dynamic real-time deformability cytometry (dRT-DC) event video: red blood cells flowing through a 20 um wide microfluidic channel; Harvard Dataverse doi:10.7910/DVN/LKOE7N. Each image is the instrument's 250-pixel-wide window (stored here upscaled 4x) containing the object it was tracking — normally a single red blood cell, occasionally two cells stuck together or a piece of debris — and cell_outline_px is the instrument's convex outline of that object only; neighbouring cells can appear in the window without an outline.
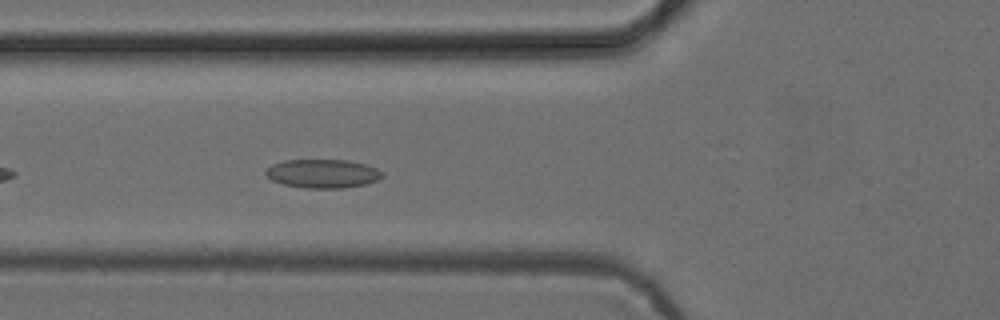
{"species": "common noctule bat (a hibernating species)", "species_latin": "Nyctalus noctula", "temperature_condition": "cold", "stored_images_in_passage": 39, "camera_frame_rate_fps": 3000, "um_per_image_px": 0.085, "animal": {"sex": "female", "body_mass_g": 24.6, "forearm_length_mm": 56.2}, "frame": {"image": 1, "passage_image": 6, "time_ms": 1.667, "image_size_px": [1000, 320], "cell_outline_px": [[384, 176], [368, 184], [344, 188], [304, 188], [284, 184], [272, 180], [264, 172], [272, 164], [284, 160], [348, 160], [364, 164], [376, 168], [384, 172]], "centroid_in_image_um": [27.46, 14.76], "position_along_channel_um": 98.3, "area_um2": 19.54}}
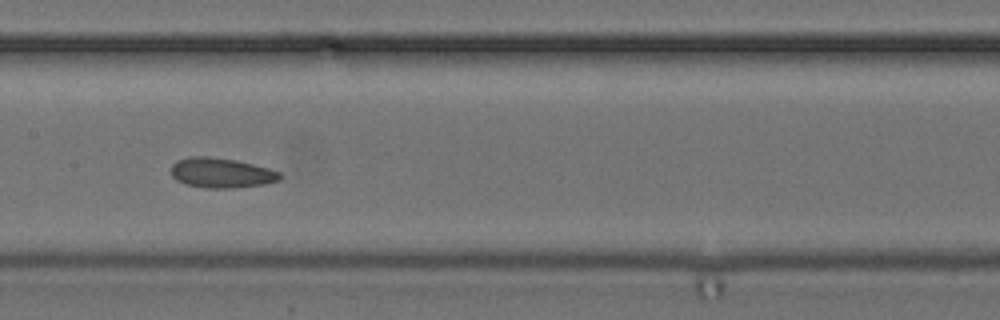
{"frame": {"image": 2, "passage_image": 13, "time_ms": 4.0, "image_size_px": [1000, 320], "cell_outline_px": [[280, 180], [264, 184], [232, 188], [204, 188], [184, 184], [176, 180], [172, 176], [172, 164], [176, 160], [188, 156], [204, 156], [236, 160], [268, 168], [280, 172]], "centroid_in_image_um": [18.77, 14.69], "position_along_channel_um": 188.6, "area_um2": 19.02}}
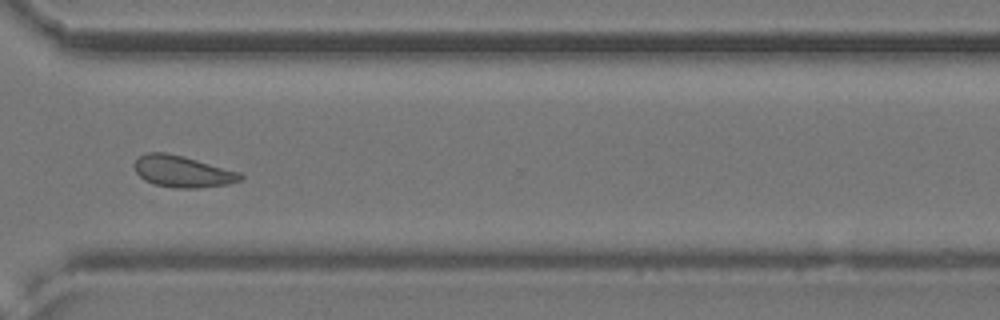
{"frame": {"image": 3, "passage_image": 26, "time_ms": 8.333, "image_size_px": [1000, 320], "cell_outline_px": [[244, 180], [228, 184], [196, 188], [176, 188], [156, 184], [144, 180], [136, 172], [132, 164], [140, 156], [148, 152], [164, 152], [184, 156], [240, 172], [244, 176]], "centroid_in_image_um": [15.53, 14.57], "position_along_channel_um": 355.1, "area_um2": 19.54}, "authors_computed_cell_mechanics": {"area_um2": 19.1896, "velocity_mm_per_s": 3.8432, "shape_relaxation_time_tau1_ms": 4.667, "shape_relaxation_time_tau2_ms": 2.3224, "deformation_change_tau1": 0.0651, "deformation_change_tau2": 0.0874}}